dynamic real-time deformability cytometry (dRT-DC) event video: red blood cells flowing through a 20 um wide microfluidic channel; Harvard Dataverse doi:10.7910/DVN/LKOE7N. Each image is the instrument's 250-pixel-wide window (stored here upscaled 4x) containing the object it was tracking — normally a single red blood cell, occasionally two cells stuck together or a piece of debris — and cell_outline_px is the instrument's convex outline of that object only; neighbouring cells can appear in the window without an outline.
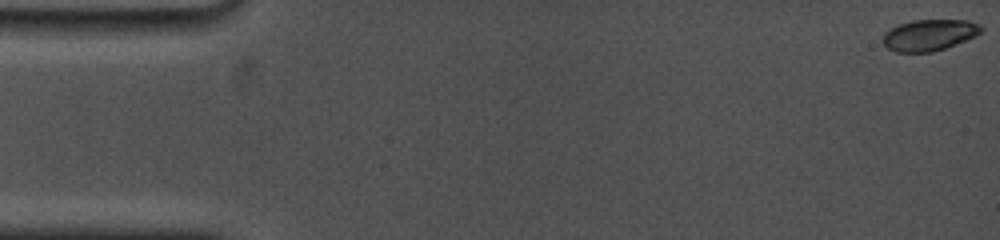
{"species": "common noctule bat (a hibernating species)", "species_latin": "Nyctalus noctula", "temperature_condition": "cold", "stored_images_in_passage": 37, "camera_frame_rate_fps": 5000, "um_per_image_px": 0.085, "animal": {"sex": "female", "body_mass_g": 19.0, "forearm_length_mm": 53.3}, "frame": {"image": 1, "passage_image": 1, "time_ms": 0.0, "image_size_px": [1000, 240], "cell_outline_px": [[984, 28], [976, 36], [944, 48], [932, 52], [896, 52], [888, 48], [880, 40], [884, 32], [900, 24], [912, 20], [968, 20], [980, 24]], "centroid_in_image_um": [78.97, 2.97], "position_along_channel_um": 6.0, "area_um2": 17.92}}
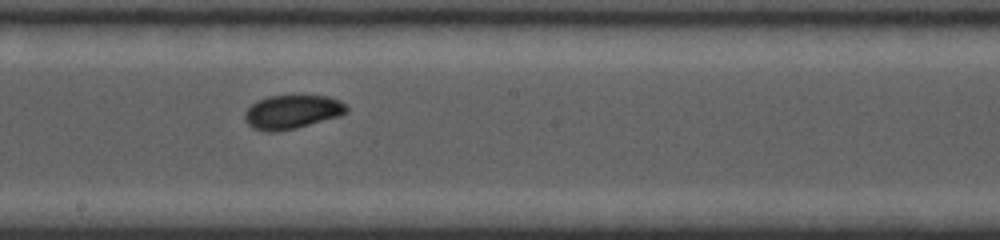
{"frame": {"image": 2, "passage_image": 20, "time_ms": 9.6, "image_size_px": [1000, 240], "cell_outline_px": [[348, 112], [340, 116], [296, 128], [276, 132], [268, 132], [252, 128], [244, 120], [244, 112], [252, 104], [268, 96], [328, 96], [340, 100], [348, 108]], "centroid_in_image_um": [24.83, 9.52], "position_along_channel_um": 223.4, "area_um2": 20.06}}
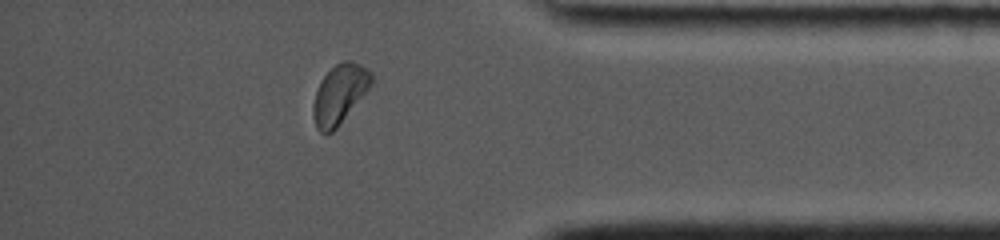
{"frame": {"image": 3, "passage_image": 32, "time_ms": 14.8, "image_size_px": [1000, 240], "cell_outline_px": [[372, 80], [368, 88], [340, 124], [332, 132], [324, 136], [316, 128], [312, 116], [312, 104], [320, 80], [336, 64], [344, 60], [352, 60], [360, 64], [372, 72]], "centroid_in_image_um": [28.82, 8.02], "position_along_channel_um": 406.4, "area_um2": 20.0}, "authors_computed_cell_mechanics": {"area_um2": 19.9988, "velocity_mm_per_s": 3.7048, "shape_relaxation_time_tau1_ms": 3.0719, "shape_relaxation_time_tau2_ms": 4.331, "deformation_change_tau1": 0.1143, "deformation_change_tau2": 0.0535}}